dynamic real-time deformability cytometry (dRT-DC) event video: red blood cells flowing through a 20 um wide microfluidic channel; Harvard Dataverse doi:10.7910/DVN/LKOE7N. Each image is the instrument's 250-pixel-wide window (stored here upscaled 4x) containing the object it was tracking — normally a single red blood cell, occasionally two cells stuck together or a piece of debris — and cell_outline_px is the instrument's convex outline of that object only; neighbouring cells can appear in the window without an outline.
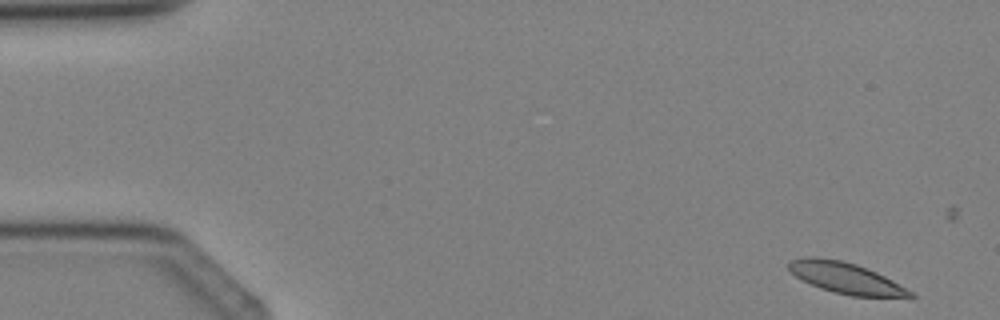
{"species": "Egyptian fruit bat (a non-hibernating species)", "species_latin": "Rousettus aegyptiacus", "temperature_condition": "cold", "stored_images_in_passage": 4, "camera_frame_rate_fps": 3000, "um_per_image_px": 0.085, "animal": {"sex": "female"}, "frame": {"image": 1, "passage_image": 1, "time_ms": 0.0, "image_size_px": [1000, 320], "cell_outline_px": [[916, 296], [852, 296], [820, 288], [796, 276], [788, 268], [788, 260], [804, 256], [816, 256], [844, 260], [868, 268], [892, 280], [912, 292]], "centroid_in_image_um": [71.82, 23.58], "position_along_channel_um": 13.2, "area_um2": 21.68}}